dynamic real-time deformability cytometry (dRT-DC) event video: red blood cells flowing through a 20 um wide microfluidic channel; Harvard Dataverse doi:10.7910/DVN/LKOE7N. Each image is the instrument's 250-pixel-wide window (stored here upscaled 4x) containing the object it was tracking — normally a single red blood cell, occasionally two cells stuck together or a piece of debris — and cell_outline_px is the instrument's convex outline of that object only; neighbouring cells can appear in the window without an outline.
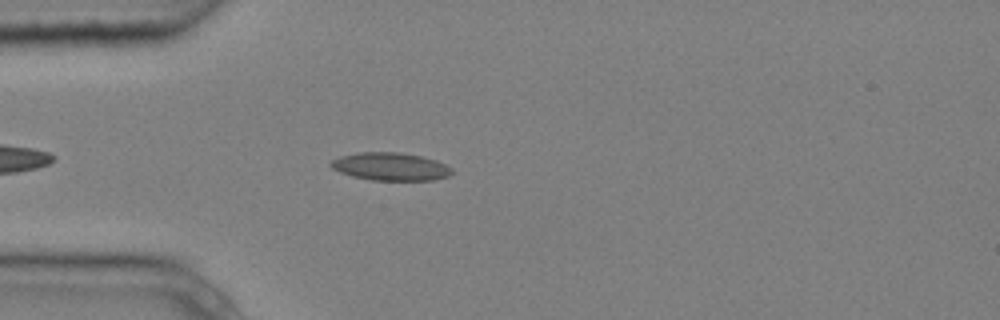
{"species": "common noctule bat (a hibernating species)", "species_latin": "Nyctalus noctula", "temperature_condition": "cold", "stored_images_in_passage": 4, "camera_frame_rate_fps": 3000, "um_per_image_px": 0.085, "animal": {"sex": "male", "body_mass_g": 20.4}, "frame": {"image": 1, "passage_image": 4, "time_ms": 1.0, "image_size_px": [1000, 320], "cell_outline_px": [[452, 172], [448, 176], [432, 180], [372, 180], [352, 176], [340, 172], [332, 168], [328, 164], [332, 160], [340, 156], [360, 152], [400, 152], [420, 156], [436, 160], [452, 168]], "centroid_in_image_um": [33.17, 14.15], "position_along_channel_um": 51.8, "area_um2": 19.59}}